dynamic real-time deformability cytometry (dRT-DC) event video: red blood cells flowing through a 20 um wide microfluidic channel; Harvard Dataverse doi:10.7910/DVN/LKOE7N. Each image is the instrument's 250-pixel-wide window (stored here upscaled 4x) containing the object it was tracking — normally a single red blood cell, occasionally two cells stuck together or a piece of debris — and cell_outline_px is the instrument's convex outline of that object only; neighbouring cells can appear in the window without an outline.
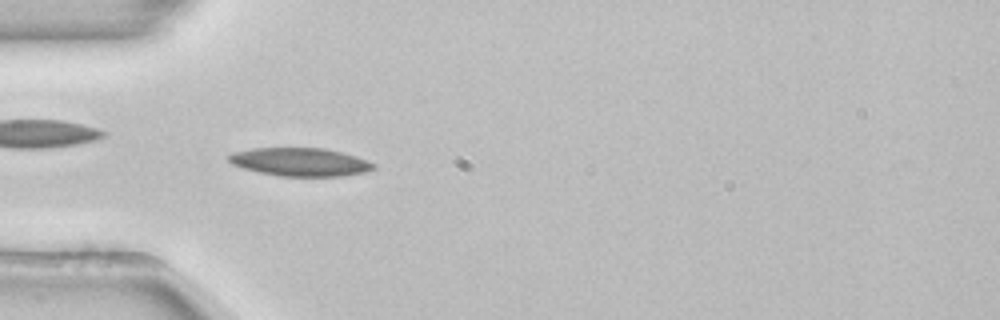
{"species": "common noctule bat (a hibernating species)", "species_latin": "Nyctalus noctula", "temperature_condition": "room temperature", "stored_images_in_passage": 53, "camera_frame_rate_fps": 3000, "um_per_image_px": 0.085, "animal": {"sex": "female", "body_mass_g": 22.7, "forearm_length_mm": 54.2}, "frame": {"image": 1, "passage_image": 16, "time_ms": 5.0, "image_size_px": [1000, 320], "cell_outline_px": [[376, 168], [364, 172], [344, 176], [280, 176], [260, 172], [244, 168], [232, 164], [228, 160], [228, 156], [232, 152], [252, 148], [324, 148], [356, 156], [368, 160], [376, 164]], "centroid_in_image_um": [25.53, 13.76], "position_along_channel_um": 59.5, "area_um2": 23.81}, "authors_computed_cell_mechanics": {"area_um2": 22.3686, "velocity_mm_per_s": 3.8791, "shape_relaxation_time_tau1_ms": 4.285, "shape_relaxation_time_tau2_ms": null, "deformation_change_tau1": 0.1335, "deformation_change_tau2": null}}